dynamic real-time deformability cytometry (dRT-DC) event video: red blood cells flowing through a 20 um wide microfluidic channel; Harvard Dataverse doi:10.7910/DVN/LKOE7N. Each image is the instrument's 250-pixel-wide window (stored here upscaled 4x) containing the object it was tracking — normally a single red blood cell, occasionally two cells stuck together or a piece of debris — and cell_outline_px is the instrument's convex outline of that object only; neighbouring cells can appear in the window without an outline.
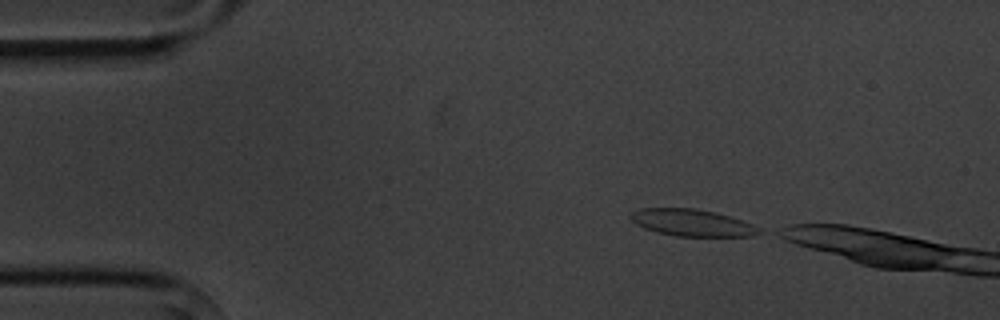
{"species": "common noctule bat (a hibernating species)", "species_latin": "Nyctalus noctula", "temperature_condition": "cold", "stored_images_in_passage": 3, "camera_frame_rate_fps": 3000, "um_per_image_px": 0.085, "animal": {"sex": "male", "body_mass_g": 20.1, "forearm_length_mm": 53.5}, "frame": {"image": 1, "passage_image": 1, "time_ms": 0.0, "image_size_px": [1000, 320], "cell_outline_px": [[764, 232], [752, 236], [676, 236], [656, 232], [644, 228], [636, 224], [628, 216], [632, 212], [640, 208], [696, 208], [716, 212], [752, 224], [760, 228]], "centroid_in_image_um": [58.81, 18.93], "position_along_channel_um": 26.2, "area_um2": 20.17}}